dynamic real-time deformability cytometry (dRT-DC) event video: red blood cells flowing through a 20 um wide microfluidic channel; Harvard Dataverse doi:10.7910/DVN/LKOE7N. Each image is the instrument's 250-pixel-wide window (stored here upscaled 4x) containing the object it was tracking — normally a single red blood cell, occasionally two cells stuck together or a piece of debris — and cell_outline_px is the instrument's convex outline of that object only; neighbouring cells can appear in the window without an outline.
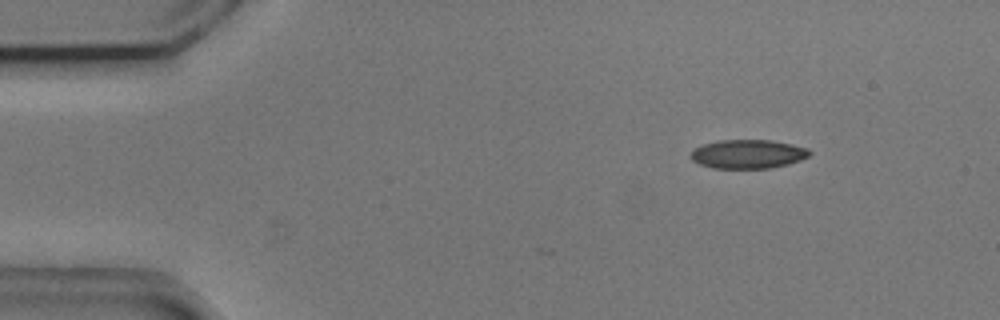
{"species": "common noctule bat (a hibernating species)", "species_latin": "Nyctalus noctula", "temperature_condition": "cold", "stored_images_in_passage": 6, "camera_frame_rate_fps": 3000, "um_per_image_px": 0.085, "animal": {"sex": "male", "body_mass_g": 20.5, "forearm_length_mm": 52.5}, "frame": {"image": 1, "passage_image": 1, "time_ms": 0.0, "image_size_px": [1000, 320], "cell_outline_px": [[812, 152], [808, 156], [800, 160], [788, 164], [768, 168], [712, 168], [700, 164], [692, 160], [692, 152], [696, 148], [704, 144], [720, 140], [768, 140], [792, 144], [808, 148]], "centroid_in_image_um": [63.6, 13.09], "position_along_channel_um": 21.4, "area_um2": 19.77}}